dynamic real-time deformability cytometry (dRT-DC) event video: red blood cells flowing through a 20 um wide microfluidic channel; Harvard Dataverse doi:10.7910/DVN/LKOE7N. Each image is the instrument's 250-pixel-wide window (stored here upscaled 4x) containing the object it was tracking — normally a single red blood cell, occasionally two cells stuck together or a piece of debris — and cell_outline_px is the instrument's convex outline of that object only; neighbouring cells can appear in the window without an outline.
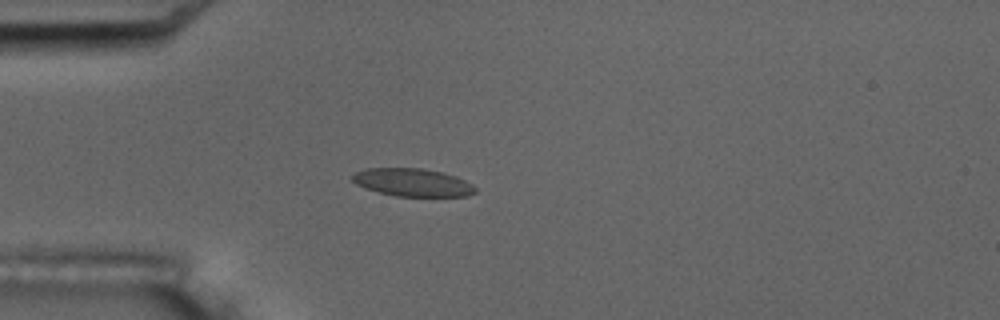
{"species": "common noctule bat (a hibernating species)", "species_latin": "Nyctalus noctula", "temperature_condition": "room temperature", "stored_images_in_passage": 4, "camera_frame_rate_fps": 3000, "um_per_image_px": 0.085, "animal": {"sex": "male", "body_mass_g": 17.5, "forearm_length_mm": 52.3}, "frame": {"image": 1, "passage_image": 4, "time_ms": 3.667, "image_size_px": [1000, 320], "cell_outline_px": [[476, 192], [468, 196], [396, 196], [364, 188], [356, 184], [352, 180], [352, 176], [356, 172], [368, 168], [424, 168], [444, 172], [456, 176], [472, 184], [476, 188]], "centroid_in_image_um": [35.09, 15.5], "position_along_channel_um": 49.9, "area_um2": 20.0}}